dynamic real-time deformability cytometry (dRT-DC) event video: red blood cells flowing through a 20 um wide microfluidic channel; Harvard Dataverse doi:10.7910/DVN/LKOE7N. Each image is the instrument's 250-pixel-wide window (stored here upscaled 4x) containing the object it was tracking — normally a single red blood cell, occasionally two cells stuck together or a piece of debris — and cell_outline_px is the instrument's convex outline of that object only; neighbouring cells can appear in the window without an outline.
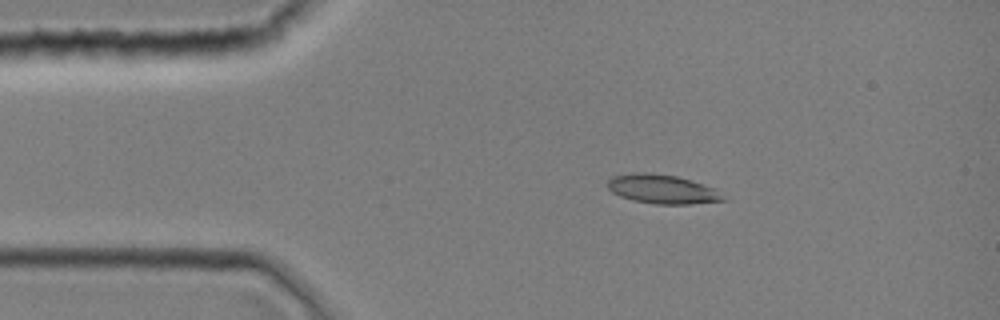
{"species": "common noctule bat (a hibernating species)", "species_latin": "Nyctalus noctula", "temperature_condition": "room temperature", "stored_images_in_passage": 2, "camera_frame_rate_fps": 3000, "um_per_image_px": 0.085, "animal": {"sex": "female", "body_mass_g": 19.0, "forearm_length_mm": 51.5}, "frame": {"image": 1, "passage_image": 1, "time_ms": 0.0, "image_size_px": [1000, 320], "cell_outline_px": [[728, 200], [688, 204], [656, 204], [632, 200], [620, 196], [612, 192], [608, 188], [608, 180], [612, 176], [632, 172], [648, 172], [676, 176], [716, 188]], "centroid_in_image_um": [56.29, 16.07], "position_along_channel_um": 28.7, "area_um2": 19.65}}